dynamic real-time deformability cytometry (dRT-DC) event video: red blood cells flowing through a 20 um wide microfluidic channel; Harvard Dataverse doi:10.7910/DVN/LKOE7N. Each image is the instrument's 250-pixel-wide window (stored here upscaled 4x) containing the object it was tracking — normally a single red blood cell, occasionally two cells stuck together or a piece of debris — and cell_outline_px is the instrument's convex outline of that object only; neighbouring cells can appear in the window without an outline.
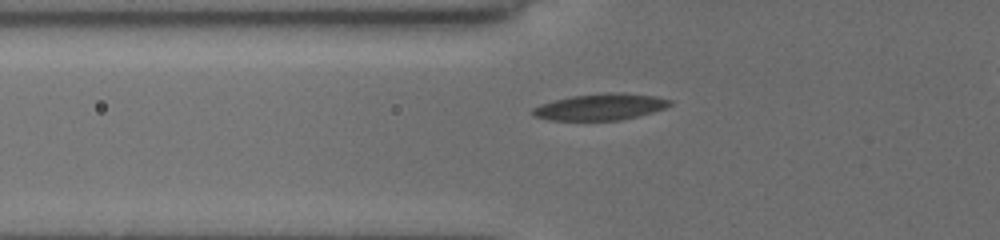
{"species": "common noctule bat (a hibernating species)", "species_latin": "Nyctalus noctula", "temperature_condition": "cold", "stored_images_in_passage": 33, "camera_frame_rate_fps": 3000, "um_per_image_px": 0.085, "animal": {"sex": "female", "body_mass_g": 19.5, "forearm_length_mm": 54.1}, "frame": {"image": 1, "passage_image": 2, "time_ms": 0.333, "image_size_px": [1000, 240], "cell_outline_px": [[672, 104], [664, 108], [652, 112], [620, 120], [548, 120], [536, 116], [532, 112], [532, 108], [540, 104], [572, 96], [604, 92], [620, 92], [656, 96], [672, 100]], "centroid_in_image_um": [51.05, 9.07], "position_along_channel_um": 74.7, "area_um2": 21.04}}
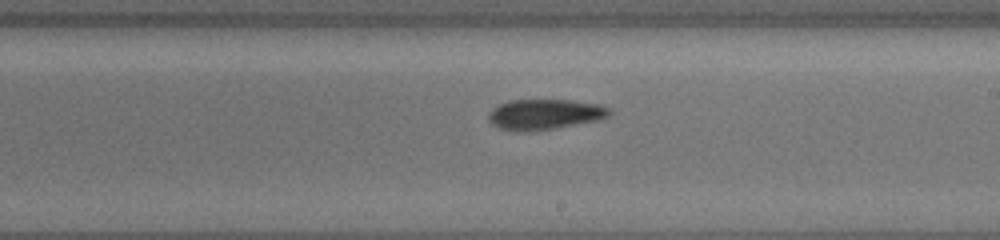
{"frame": {"image": 2, "passage_image": 15, "time_ms": 4.667, "image_size_px": [1000, 240], "cell_outline_px": [[612, 112], [608, 116], [600, 120], [556, 128], [528, 132], [516, 132], [500, 128], [492, 124], [488, 120], [488, 112], [496, 104], [508, 100], [572, 100], [600, 104], [612, 108]], "centroid_in_image_um": [46.29, 9.72], "position_along_channel_um": 242.7, "area_um2": 21.96}}
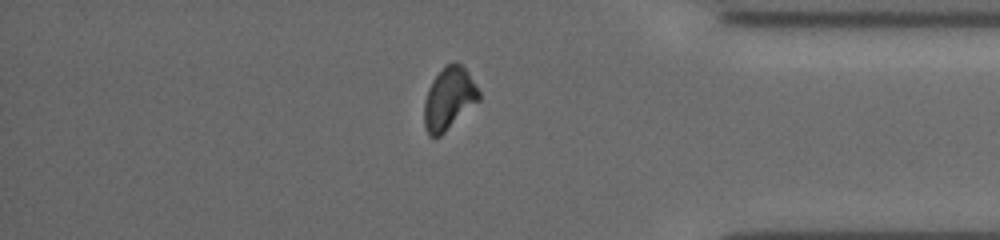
{"frame": {"image": 3, "passage_image": 28, "time_ms": 9.0, "image_size_px": [1000, 240], "cell_outline_px": [[480, 100], [440, 136], [428, 136], [424, 124], [424, 104], [428, 88], [432, 80], [444, 64], [456, 60], [468, 72], [480, 92]], "centroid_in_image_um": [38.15, 8.35], "position_along_channel_um": 397.0, "area_um2": 20.0}}